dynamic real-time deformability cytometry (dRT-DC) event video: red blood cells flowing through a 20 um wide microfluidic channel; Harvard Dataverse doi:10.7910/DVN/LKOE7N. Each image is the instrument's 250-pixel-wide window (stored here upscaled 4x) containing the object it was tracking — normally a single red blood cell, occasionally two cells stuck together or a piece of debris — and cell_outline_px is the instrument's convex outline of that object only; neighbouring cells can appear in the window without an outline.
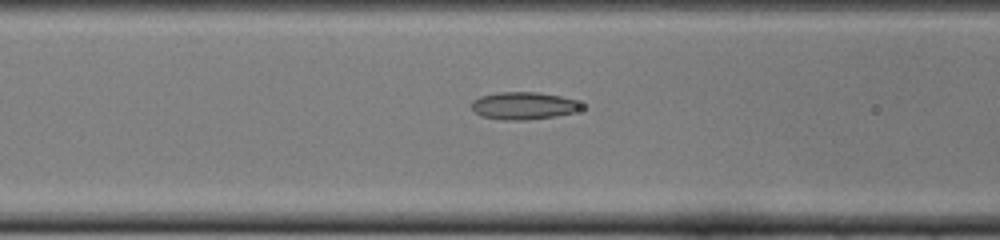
{"species": "common noctule bat (a hibernating species)", "species_latin": "Nyctalus noctula", "temperature_condition": "cold", "stored_images_in_passage": 29, "camera_frame_rate_fps": 3000, "um_per_image_px": 0.085, "animal": {"sex": "female", "body_mass_g": 22.0, "forearm_length_mm": 56.7}, "frame": {"image": 1, "passage_image": 8, "time_ms": 2.333, "image_size_px": [1000, 240], "cell_outline_px": [[584, 108], [572, 112], [552, 116], [524, 120], [504, 120], [480, 116], [472, 108], [472, 100], [480, 96], [500, 92], [540, 92], [560, 96], [576, 100]], "centroid_in_image_um": [44.47, 8.98], "position_along_channel_um": 122.1, "area_um2": 17.4}}
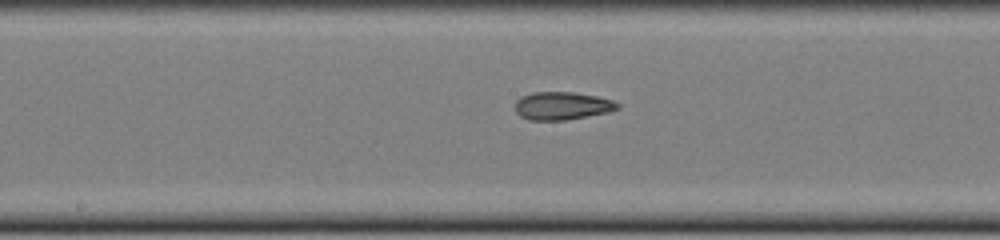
{"frame": {"image": 2, "passage_image": 14, "time_ms": 4.333, "image_size_px": [1000, 240], "cell_outline_px": [[620, 108], [608, 112], [564, 120], [528, 120], [520, 116], [516, 112], [516, 100], [520, 96], [532, 92], [576, 92], [596, 96], [612, 100], [620, 104]], "centroid_in_image_um": [47.76, 8.98], "position_along_channel_um": 200.4, "area_um2": 16.7}}
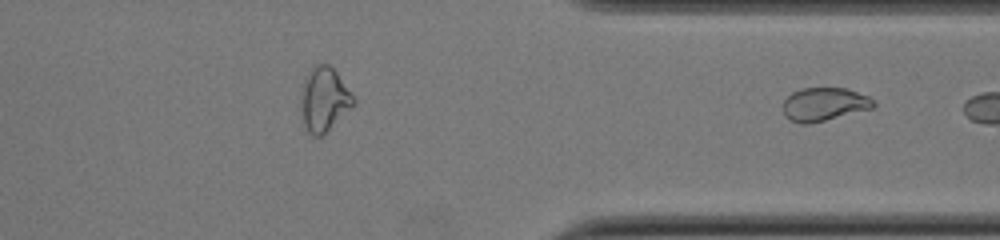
{"frame": {"image": 3, "passage_image": 29, "time_ms": 9.333, "image_size_px": [1000, 240], "cell_outline_px": [[876, 104], [872, 108], [808, 124], [804, 124], [792, 120], [784, 112], [784, 100], [792, 92], [800, 88], [848, 88], [868, 96], [876, 100]], "centroid_in_image_um": [70.1, 8.83], "position_along_channel_um": 341.3, "area_um2": 17.34}}